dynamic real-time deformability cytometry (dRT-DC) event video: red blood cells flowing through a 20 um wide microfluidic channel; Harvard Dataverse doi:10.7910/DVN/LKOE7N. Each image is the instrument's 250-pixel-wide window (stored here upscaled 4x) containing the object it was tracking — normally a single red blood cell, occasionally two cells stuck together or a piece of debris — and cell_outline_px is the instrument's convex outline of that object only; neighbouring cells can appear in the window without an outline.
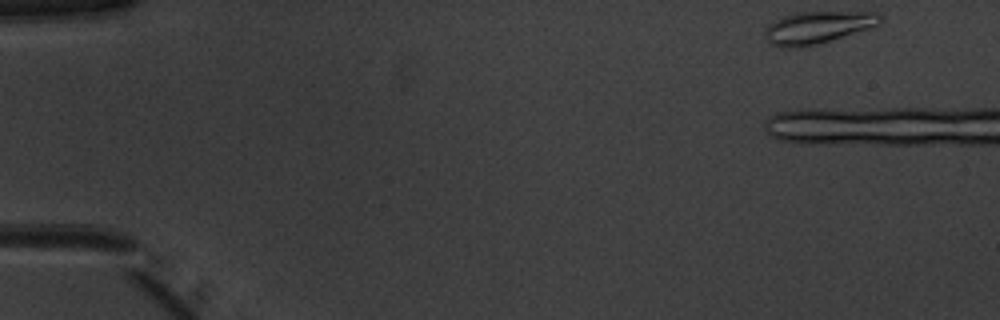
{"species": "common noctule bat (a hibernating species)", "species_latin": "Nyctalus noctula", "temperature_condition": "warm", "stored_images_in_passage": 14, "camera_frame_rate_fps": 3000, "um_per_image_px": 0.085, "animal": {"sex": "male", "body_mass_g": 20.1, "forearm_length_mm": 53.5}, "frame": {"image": 1, "passage_image": 1, "time_ms": 0.0, "image_size_px": [1000, 320], "cell_outline_px": [[884, 20], [880, 24], [872, 28], [816, 44], [800, 48], [780, 48], [772, 44], [764, 36], [764, 32], [768, 24], [784, 16], [796, 12], [876, 12]], "centroid_in_image_um": [69.51, 2.33], "position_along_channel_um": 15.5, "area_um2": 21.73}}